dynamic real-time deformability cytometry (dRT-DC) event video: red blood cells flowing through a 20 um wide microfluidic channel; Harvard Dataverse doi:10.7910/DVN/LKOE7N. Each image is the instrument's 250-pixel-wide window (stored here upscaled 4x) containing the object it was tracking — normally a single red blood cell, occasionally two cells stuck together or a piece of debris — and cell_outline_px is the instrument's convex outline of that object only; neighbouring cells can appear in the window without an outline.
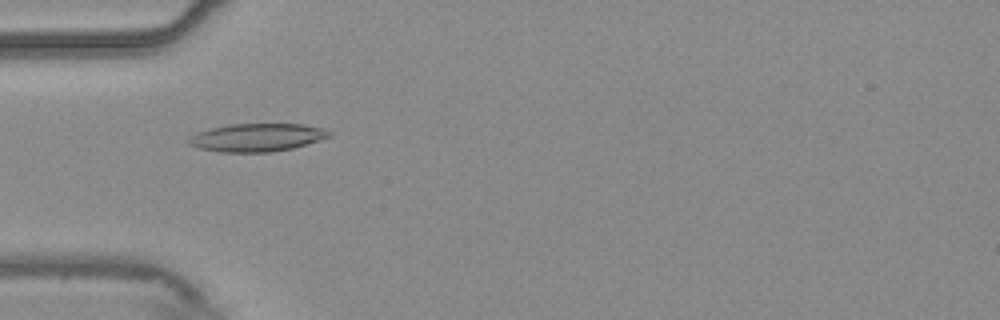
{"species": "common noctule bat (a hibernating species)", "species_latin": "Nyctalus noctula", "temperature_condition": "warm", "stored_images_in_passage": 54, "camera_frame_rate_fps": 3000, "um_per_image_px": 0.085, "animal": {"sex": "male", "body_mass_g": 20.4}, "frame": {"image": 1, "passage_image": 17, "time_ms": 5.333, "image_size_px": [1000, 320], "cell_outline_px": [[332, 136], [292, 148], [272, 152], [220, 152], [196, 148], [188, 144], [188, 136], [196, 132], [228, 124], [304, 124], [328, 128], [332, 132]], "centroid_in_image_um": [21.84, 11.68], "position_along_channel_um": 63.2, "area_um2": 23.24}}
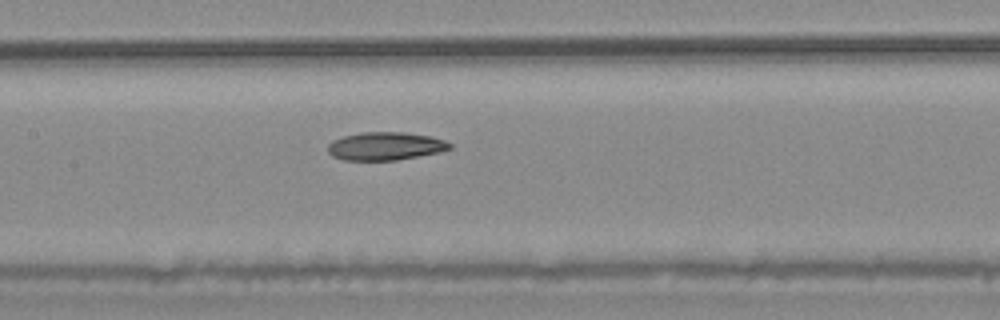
{"frame": {"image": 2, "passage_image": 26, "time_ms": 8.333, "image_size_px": [1000, 320], "cell_outline_px": [[452, 148], [440, 152], [396, 160], [344, 160], [332, 156], [328, 152], [328, 144], [332, 140], [344, 136], [364, 132], [404, 132], [432, 136], [444, 140], [452, 144]], "centroid_in_image_um": [32.77, 12.42], "position_along_channel_um": 174.6, "area_um2": 20.0}}
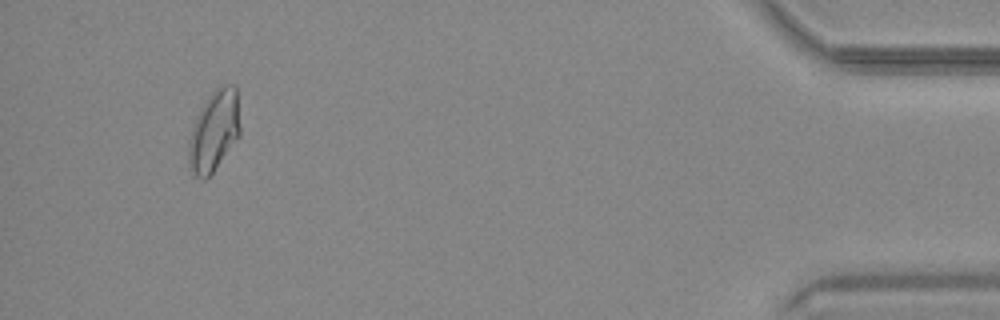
{"frame": {"image": 3, "passage_image": 51, "time_ms": 16.667, "image_size_px": [1000, 320], "cell_outline_px": [[240, 136], [212, 172], [204, 180], [196, 176], [188, 168], [188, 140], [196, 116], [208, 96], [220, 84], [236, 84], [240, 128]], "centroid_in_image_um": [18.19, 11.11], "position_along_channel_um": 417.0, "area_um2": 24.39}, "authors_computed_cell_mechanics": {"area_um2": 21.4149, "velocity_mm_per_s": 3.7396, "shape_relaxation_time_tau1_ms": 9.424, "shape_relaxation_time_tau2_ms": 3.9483, "deformation_change_tau1": 0.1754, "deformation_change_tau2": 0.0976}}